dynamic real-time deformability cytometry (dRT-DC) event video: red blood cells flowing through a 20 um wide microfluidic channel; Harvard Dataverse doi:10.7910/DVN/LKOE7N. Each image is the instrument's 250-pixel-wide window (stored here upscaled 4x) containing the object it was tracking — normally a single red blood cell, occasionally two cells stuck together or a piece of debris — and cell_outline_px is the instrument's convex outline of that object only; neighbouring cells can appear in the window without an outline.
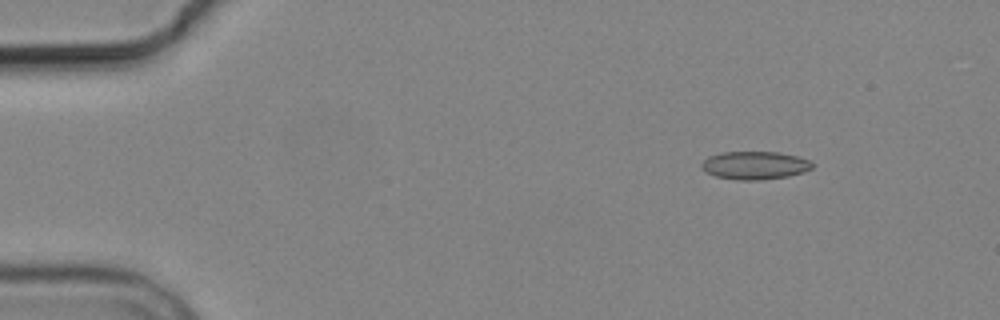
{"species": "common noctule bat (a hibernating species)", "species_latin": "Nyctalus noctula", "temperature_condition": "cold", "stored_images_in_passage": 4, "camera_frame_rate_fps": 3000, "um_per_image_px": 0.085, "animal": {"sex": "male", "body_mass_g": 19.2, "forearm_length_mm": 51.8}, "frame": {"image": 1, "passage_image": 1, "time_ms": 0.0, "image_size_px": [1000, 320], "cell_outline_px": [[812, 168], [804, 172], [788, 176], [760, 180], [740, 180], [716, 176], [708, 172], [700, 164], [708, 156], [720, 152], [780, 152], [812, 160]], "centroid_in_image_um": [64.19, 14.04], "position_along_channel_um": 20.8, "area_um2": 18.03}}
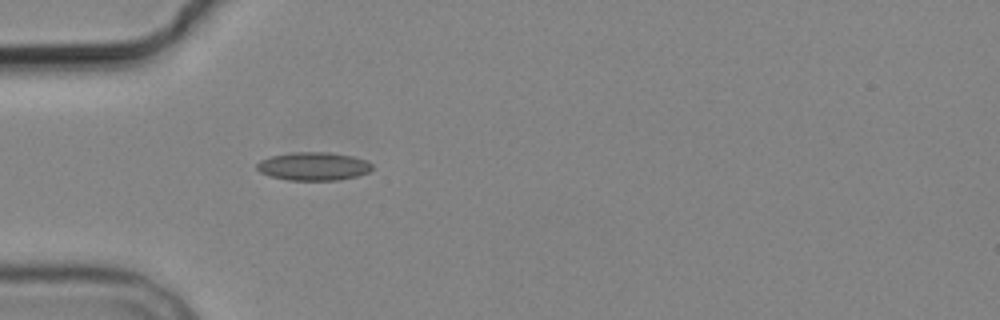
{"frame": {"image": 2, "passage_image": 4, "time_ms": 3.333, "image_size_px": [1000, 320], "cell_outline_px": [[372, 168], [368, 172], [356, 176], [336, 180], [288, 180], [268, 176], [260, 172], [256, 168], [256, 164], [260, 160], [272, 156], [292, 152], [328, 152], [352, 156], [368, 160], [372, 164]], "centroid_in_image_um": [26.63, 14.13], "position_along_channel_um": 58.4, "area_um2": 19.02}}